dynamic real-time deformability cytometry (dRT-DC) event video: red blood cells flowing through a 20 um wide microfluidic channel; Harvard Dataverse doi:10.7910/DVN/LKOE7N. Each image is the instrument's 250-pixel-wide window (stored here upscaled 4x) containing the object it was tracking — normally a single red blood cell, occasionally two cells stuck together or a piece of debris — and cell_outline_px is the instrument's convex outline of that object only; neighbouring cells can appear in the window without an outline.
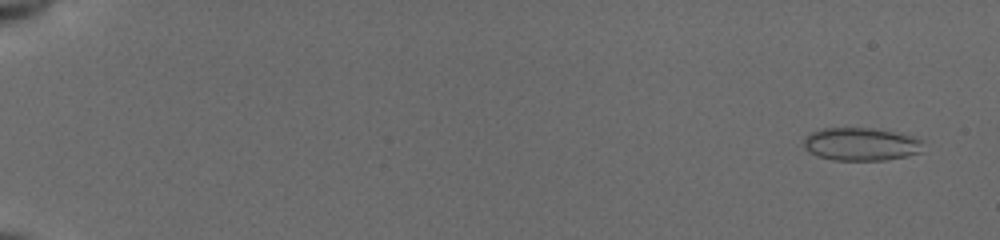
{"species": "common noctule bat (a hibernating species)", "species_latin": "Nyctalus noctula", "temperature_condition": "cold", "stored_images_in_passage": 20, "camera_frame_rate_fps": 3000, "um_per_image_px": 0.085, "animal": {"sex": "female", "body_mass_g": 19.5, "forearm_length_mm": 54.1}, "frame": {"image": 1, "passage_image": 3, "time_ms": 0.667, "image_size_px": [1000, 240], "cell_outline_px": [[924, 140], [920, 152], [908, 156], [884, 160], [832, 160], [816, 156], [808, 152], [804, 148], [804, 136], [812, 132], [824, 128], [872, 128], [912, 136]], "centroid_in_image_um": [73.16, 12.26], "position_along_channel_um": 11.8, "area_um2": 23.06}}
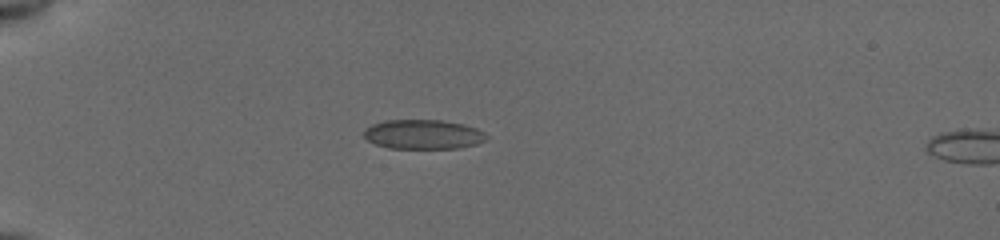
{"frame": {"image": 2, "passage_image": 17, "time_ms": 5.333, "image_size_px": [1000, 240], "cell_outline_px": [[488, 140], [476, 144], [456, 148], [388, 148], [376, 144], [368, 140], [364, 136], [364, 128], [372, 124], [384, 120], [440, 120], [464, 124], [476, 128], [484, 132], [488, 136]], "centroid_in_image_um": [35.98, 11.41], "position_along_channel_um": 49.0, "area_um2": 21.1}}